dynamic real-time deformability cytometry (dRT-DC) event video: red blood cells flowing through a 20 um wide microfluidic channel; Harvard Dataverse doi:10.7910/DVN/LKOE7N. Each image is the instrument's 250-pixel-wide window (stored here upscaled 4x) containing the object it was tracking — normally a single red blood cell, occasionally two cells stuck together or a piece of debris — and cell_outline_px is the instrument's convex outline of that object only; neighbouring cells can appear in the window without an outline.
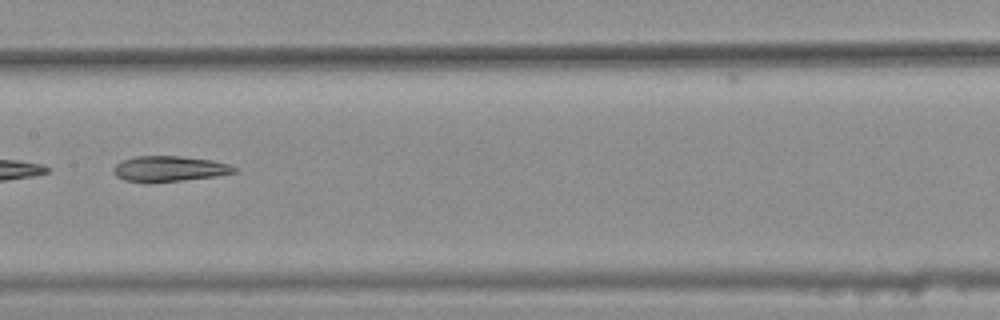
{"species": "common noctule bat (a hibernating species)", "species_latin": "Nyctalus noctula", "temperature_condition": "warm", "stored_images_in_passage": 11, "camera_frame_rate_fps": 3000, "um_per_image_px": 0.085, "animal": {"sex": "female", "body_mass_g": 25.1}, "frame": {"image": 1, "passage_image": 8, "time_ms": 2.333, "image_size_px": [1000, 320], "cell_outline_px": [[236, 172], [216, 176], [184, 180], [148, 184], [124, 180], [116, 176], [112, 172], [112, 168], [120, 160], [132, 156], [180, 156], [212, 160], [228, 164], [236, 168]], "centroid_in_image_um": [14.3, 14.36], "position_along_channel_um": 193.1, "area_um2": 18.38}}
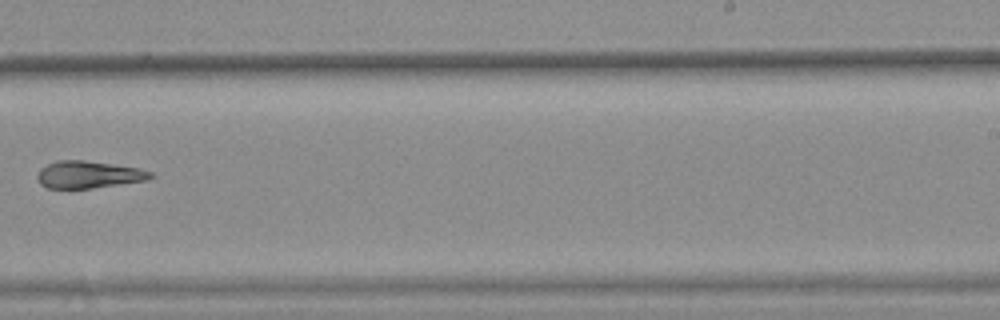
{"frame": {"image": 2, "passage_image": 10, "time_ms": 3.0, "image_size_px": [1000, 320], "cell_outline_px": [[156, 176], [148, 180], [92, 188], [48, 188], [40, 184], [36, 176], [40, 168], [56, 160], [84, 160], [140, 168], [152, 172]], "centroid_in_image_um": [7.54, 14.84], "position_along_channel_um": 281.5, "area_um2": 18.03}}
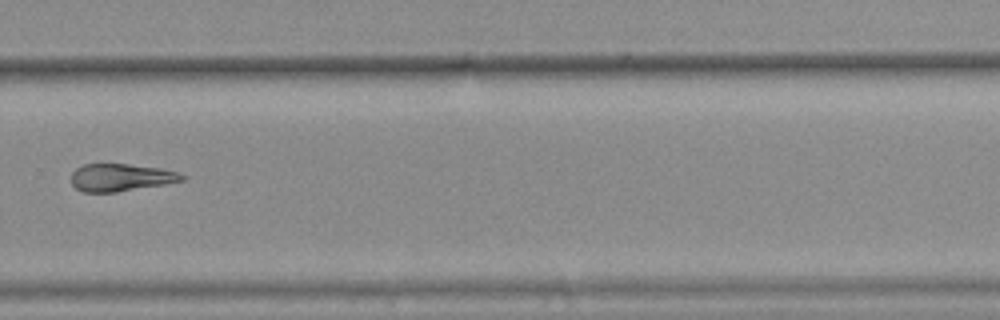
{"frame": {"image": 3, "passage_image": 11, "time_ms": 3.333, "image_size_px": [1000, 320], "cell_outline_px": [[184, 180], [164, 184], [116, 192], [84, 192], [76, 188], [72, 184], [72, 172], [76, 168], [84, 164], [128, 164], [160, 168], [176, 172], [184, 176]], "centroid_in_image_um": [10.23, 15.08], "position_along_channel_um": 319.6, "area_um2": 17.51}}